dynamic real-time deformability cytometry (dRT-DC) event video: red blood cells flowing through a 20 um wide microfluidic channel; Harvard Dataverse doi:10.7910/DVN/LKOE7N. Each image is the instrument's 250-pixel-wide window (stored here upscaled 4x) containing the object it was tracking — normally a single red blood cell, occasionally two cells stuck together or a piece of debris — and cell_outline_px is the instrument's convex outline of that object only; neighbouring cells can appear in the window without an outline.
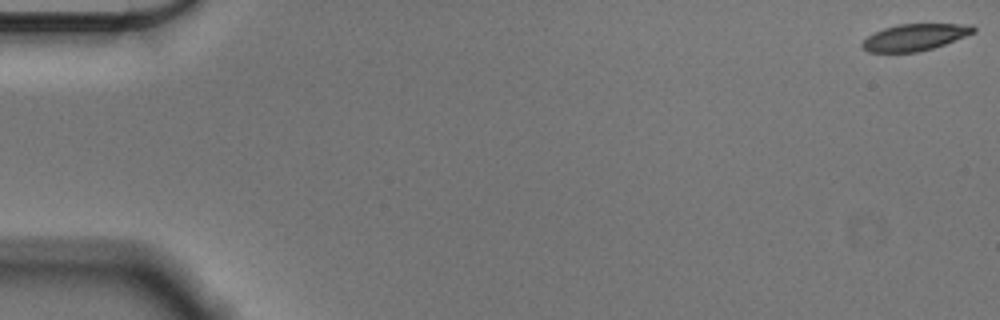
{"species": "Egyptian fruit bat (a non-hibernating species)", "species_latin": "Rousettus aegyptiacus", "temperature_condition": "cold", "stored_images_in_passage": 57, "camera_frame_rate_fps": 3000, "um_per_image_px": 0.085, "animal": {"sex": "male"}, "frame": {"image": 1, "passage_image": 1, "time_ms": 0.0, "image_size_px": [1000, 320], "cell_outline_px": [[976, 32], [944, 44], [932, 48], [916, 52], [868, 52], [860, 44], [868, 36], [884, 28], [900, 24], [972, 24], [976, 28]], "centroid_in_image_um": [77.78, 3.16], "position_along_channel_um": 7.2, "area_um2": 17.11}}
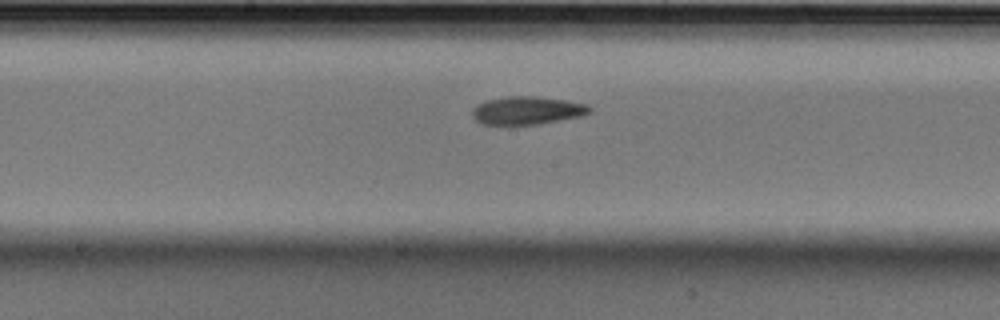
{"frame": {"image": 2, "passage_image": 30, "time_ms": 9.667, "image_size_px": [1000, 320], "cell_outline_px": [[592, 112], [580, 116], [536, 124], [480, 124], [472, 116], [472, 108], [476, 104], [484, 100], [504, 96], [536, 96], [568, 100], [588, 104], [592, 108]], "centroid_in_image_um": [44.79, 9.36], "position_along_channel_um": 203.4, "area_um2": 19.36}}
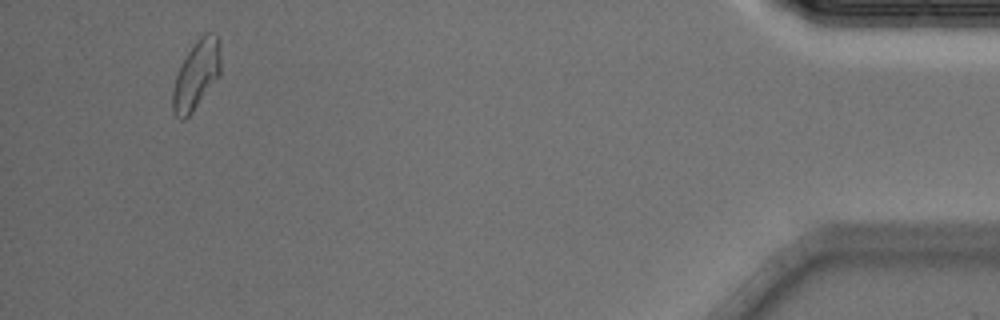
{"frame": {"image": 3, "passage_image": 54, "time_ms": 17.667, "image_size_px": [1000, 320], "cell_outline_px": [[220, 72], [192, 112], [184, 120], [180, 120], [172, 112], [172, 88], [176, 76], [188, 52], [200, 36], [204, 32], [208, 32], [220, 36]], "centroid_in_image_um": [16.68, 6.35], "position_along_channel_um": 418.5, "area_um2": 18.9}, "authors_computed_cell_mechanics": {"area_um2": 18.7272, "velocity_mm_per_s": 3.5626, "shape_relaxation_time_tau1_ms": 5.0446, "shape_relaxation_time_tau2_ms": 3.4701, "deformation_change_tau1": 0.1357, "deformation_change_tau2": 0.0964}}